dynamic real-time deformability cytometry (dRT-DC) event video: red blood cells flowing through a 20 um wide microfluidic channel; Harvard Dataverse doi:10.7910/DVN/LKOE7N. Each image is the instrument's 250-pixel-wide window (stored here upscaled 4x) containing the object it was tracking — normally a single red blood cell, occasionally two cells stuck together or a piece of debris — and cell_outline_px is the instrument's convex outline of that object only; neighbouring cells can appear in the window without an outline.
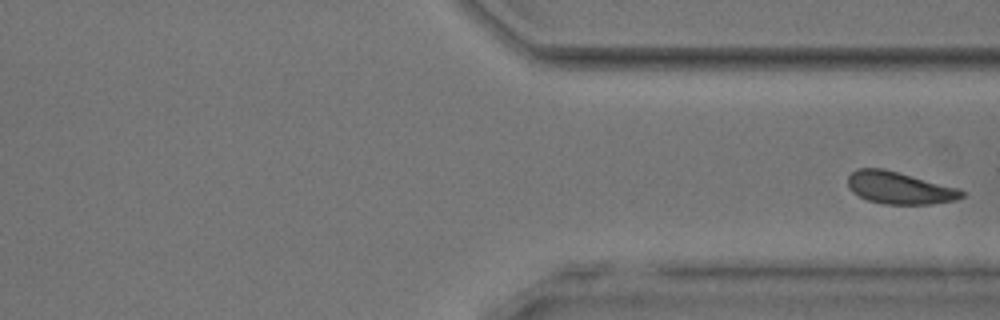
{"species": "common noctule bat (a hibernating species)", "species_latin": "Nyctalus noctula", "temperature_condition": "room temperature", "stored_images_in_passage": 35, "camera_frame_rate_fps": 3000, "um_per_image_px": 0.085, "animal": {"sex": "male", "body_mass_g": 17.9, "forearm_length_mm": 54.2}, "frame": {"image": 1, "passage_image": 35, "time_ms": 11.333, "image_size_px": [1000, 320], "cell_outline_px": [[964, 196], [956, 200], [932, 204], [884, 204], [868, 200], [852, 192], [848, 188], [848, 176], [856, 168], [884, 168], [956, 188], [964, 192]], "centroid_in_image_um": [76.41, 15.97], "position_along_channel_um": 335.0, "area_um2": 21.21}}